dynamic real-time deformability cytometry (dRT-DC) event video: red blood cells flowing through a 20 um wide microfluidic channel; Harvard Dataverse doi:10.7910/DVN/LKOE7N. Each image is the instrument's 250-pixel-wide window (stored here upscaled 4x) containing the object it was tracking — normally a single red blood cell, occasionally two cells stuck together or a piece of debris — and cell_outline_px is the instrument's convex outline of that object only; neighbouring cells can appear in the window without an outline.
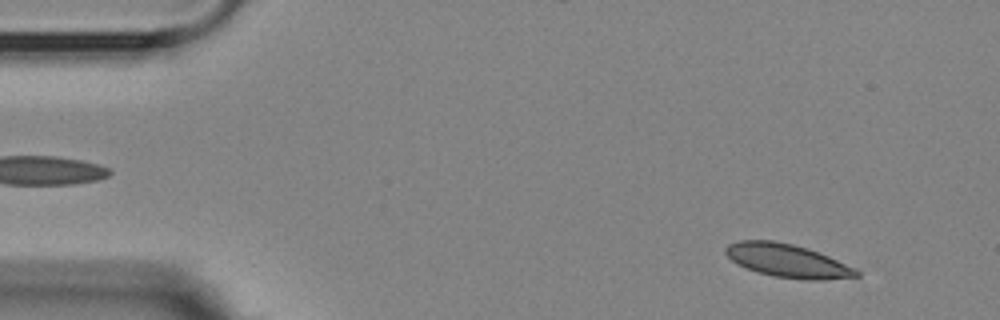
{"species": "Egyptian fruit bat (a non-hibernating species)", "species_latin": "Rousettus aegyptiacus", "temperature_condition": "room temperature", "stored_images_in_passage": 3, "camera_frame_rate_fps": 3000, "um_per_image_px": 0.085, "animal": {"sex": "female"}, "frame": {"image": 1, "passage_image": 1, "time_ms": 0.0, "image_size_px": [1000, 320], "cell_outline_px": [[860, 276], [824, 280], [804, 280], [772, 276], [756, 272], [736, 264], [724, 252], [724, 248], [728, 244], [740, 240], [772, 240], [792, 244], [808, 248], [828, 256], [856, 268], [860, 272]], "centroid_in_image_um": [66.93, 22.17], "position_along_channel_um": 18.1, "area_um2": 25.61}}
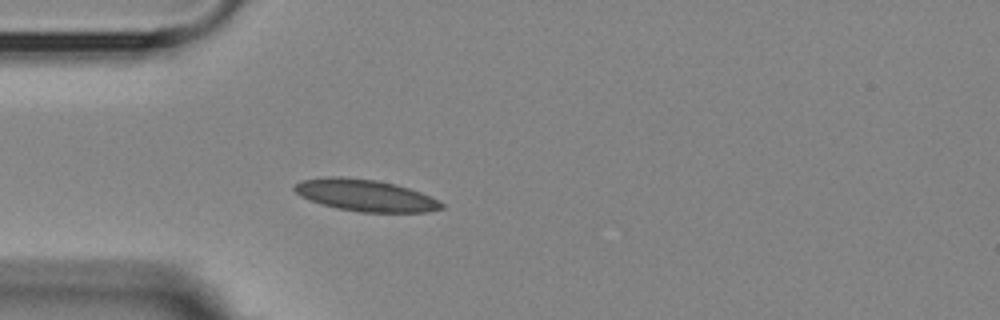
{"frame": {"image": 2, "passage_image": 3, "time_ms": 3.333, "image_size_px": [1000, 320], "cell_outline_px": [[444, 208], [428, 212], [360, 212], [336, 208], [320, 204], [308, 200], [300, 196], [292, 188], [300, 180], [328, 176], [340, 176], [376, 180], [396, 184], [420, 192], [444, 204]], "centroid_in_image_um": [31.0, 16.6], "position_along_channel_um": 54.0, "area_um2": 27.28}}